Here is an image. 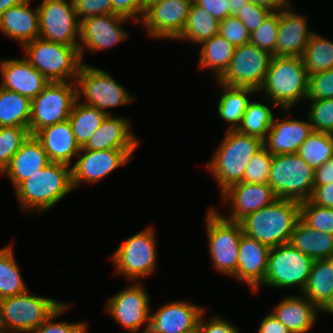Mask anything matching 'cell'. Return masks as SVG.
<instances>
[{
  "instance_id": "7",
  "label": "cell",
  "mask_w": 333,
  "mask_h": 333,
  "mask_svg": "<svg viewBox=\"0 0 333 333\" xmlns=\"http://www.w3.org/2000/svg\"><path fill=\"white\" fill-rule=\"evenodd\" d=\"M268 184L279 199L309 200L314 191V169L297 153L273 155Z\"/></svg>"
},
{
  "instance_id": "51",
  "label": "cell",
  "mask_w": 333,
  "mask_h": 333,
  "mask_svg": "<svg viewBox=\"0 0 333 333\" xmlns=\"http://www.w3.org/2000/svg\"><path fill=\"white\" fill-rule=\"evenodd\" d=\"M112 8L116 14L132 18L138 22L143 18L147 9V0H111ZM139 16V17H138Z\"/></svg>"
},
{
  "instance_id": "10",
  "label": "cell",
  "mask_w": 333,
  "mask_h": 333,
  "mask_svg": "<svg viewBox=\"0 0 333 333\" xmlns=\"http://www.w3.org/2000/svg\"><path fill=\"white\" fill-rule=\"evenodd\" d=\"M76 100V82H50L31 100L30 134L68 120Z\"/></svg>"
},
{
  "instance_id": "55",
  "label": "cell",
  "mask_w": 333,
  "mask_h": 333,
  "mask_svg": "<svg viewBox=\"0 0 333 333\" xmlns=\"http://www.w3.org/2000/svg\"><path fill=\"white\" fill-rule=\"evenodd\" d=\"M258 329V333H291L272 313L263 318Z\"/></svg>"
},
{
  "instance_id": "41",
  "label": "cell",
  "mask_w": 333,
  "mask_h": 333,
  "mask_svg": "<svg viewBox=\"0 0 333 333\" xmlns=\"http://www.w3.org/2000/svg\"><path fill=\"white\" fill-rule=\"evenodd\" d=\"M30 135L29 128L0 127V174Z\"/></svg>"
},
{
  "instance_id": "22",
  "label": "cell",
  "mask_w": 333,
  "mask_h": 333,
  "mask_svg": "<svg viewBox=\"0 0 333 333\" xmlns=\"http://www.w3.org/2000/svg\"><path fill=\"white\" fill-rule=\"evenodd\" d=\"M270 249L244 233L240 238L235 278L245 282L252 291L264 283Z\"/></svg>"
},
{
  "instance_id": "37",
  "label": "cell",
  "mask_w": 333,
  "mask_h": 333,
  "mask_svg": "<svg viewBox=\"0 0 333 333\" xmlns=\"http://www.w3.org/2000/svg\"><path fill=\"white\" fill-rule=\"evenodd\" d=\"M12 245L0 249V300L28 291L15 260Z\"/></svg>"
},
{
  "instance_id": "50",
  "label": "cell",
  "mask_w": 333,
  "mask_h": 333,
  "mask_svg": "<svg viewBox=\"0 0 333 333\" xmlns=\"http://www.w3.org/2000/svg\"><path fill=\"white\" fill-rule=\"evenodd\" d=\"M271 12L272 11L269 9L249 1L235 16L246 26L247 30L252 33L263 23Z\"/></svg>"
},
{
  "instance_id": "52",
  "label": "cell",
  "mask_w": 333,
  "mask_h": 333,
  "mask_svg": "<svg viewBox=\"0 0 333 333\" xmlns=\"http://www.w3.org/2000/svg\"><path fill=\"white\" fill-rule=\"evenodd\" d=\"M203 312L198 322V333H241L231 322L214 316L208 321H203Z\"/></svg>"
},
{
  "instance_id": "20",
  "label": "cell",
  "mask_w": 333,
  "mask_h": 333,
  "mask_svg": "<svg viewBox=\"0 0 333 333\" xmlns=\"http://www.w3.org/2000/svg\"><path fill=\"white\" fill-rule=\"evenodd\" d=\"M205 309L186 301L165 303L150 313L148 333H180L198 331V322Z\"/></svg>"
},
{
  "instance_id": "29",
  "label": "cell",
  "mask_w": 333,
  "mask_h": 333,
  "mask_svg": "<svg viewBox=\"0 0 333 333\" xmlns=\"http://www.w3.org/2000/svg\"><path fill=\"white\" fill-rule=\"evenodd\" d=\"M51 161L41 143L30 135L18 152L12 157L9 166L3 171L9 177L14 189L25 179L31 177Z\"/></svg>"
},
{
  "instance_id": "31",
  "label": "cell",
  "mask_w": 333,
  "mask_h": 333,
  "mask_svg": "<svg viewBox=\"0 0 333 333\" xmlns=\"http://www.w3.org/2000/svg\"><path fill=\"white\" fill-rule=\"evenodd\" d=\"M302 294L320 310L328 303L333 295V258L314 260Z\"/></svg>"
},
{
  "instance_id": "46",
  "label": "cell",
  "mask_w": 333,
  "mask_h": 333,
  "mask_svg": "<svg viewBox=\"0 0 333 333\" xmlns=\"http://www.w3.org/2000/svg\"><path fill=\"white\" fill-rule=\"evenodd\" d=\"M70 304L64 303L51 314L39 327L31 333H88L86 322L67 323L53 322V319L68 309Z\"/></svg>"
},
{
  "instance_id": "12",
  "label": "cell",
  "mask_w": 333,
  "mask_h": 333,
  "mask_svg": "<svg viewBox=\"0 0 333 333\" xmlns=\"http://www.w3.org/2000/svg\"><path fill=\"white\" fill-rule=\"evenodd\" d=\"M314 260L289 243L270 249L267 274L262 285L275 288L296 286L303 291Z\"/></svg>"
},
{
  "instance_id": "4",
  "label": "cell",
  "mask_w": 333,
  "mask_h": 333,
  "mask_svg": "<svg viewBox=\"0 0 333 333\" xmlns=\"http://www.w3.org/2000/svg\"><path fill=\"white\" fill-rule=\"evenodd\" d=\"M308 73L300 56L272 57L263 85L267 99L286 112L300 99H306Z\"/></svg>"
},
{
  "instance_id": "40",
  "label": "cell",
  "mask_w": 333,
  "mask_h": 333,
  "mask_svg": "<svg viewBox=\"0 0 333 333\" xmlns=\"http://www.w3.org/2000/svg\"><path fill=\"white\" fill-rule=\"evenodd\" d=\"M274 114L268 105L250 101L244 112L237 131L245 135H253L264 140L270 130Z\"/></svg>"
},
{
  "instance_id": "35",
  "label": "cell",
  "mask_w": 333,
  "mask_h": 333,
  "mask_svg": "<svg viewBox=\"0 0 333 333\" xmlns=\"http://www.w3.org/2000/svg\"><path fill=\"white\" fill-rule=\"evenodd\" d=\"M220 21L204 8L192 3L182 33L175 40L187 39L196 44H202L219 32Z\"/></svg>"
},
{
  "instance_id": "15",
  "label": "cell",
  "mask_w": 333,
  "mask_h": 333,
  "mask_svg": "<svg viewBox=\"0 0 333 333\" xmlns=\"http://www.w3.org/2000/svg\"><path fill=\"white\" fill-rule=\"evenodd\" d=\"M144 286L133 283L130 287L121 290L106 303L107 313L114 321L129 332H138L140 327L146 323L141 333H148L150 325V302Z\"/></svg>"
},
{
  "instance_id": "3",
  "label": "cell",
  "mask_w": 333,
  "mask_h": 333,
  "mask_svg": "<svg viewBox=\"0 0 333 333\" xmlns=\"http://www.w3.org/2000/svg\"><path fill=\"white\" fill-rule=\"evenodd\" d=\"M73 191L71 166L51 162L15 188L22 210L43 212L53 207L67 193Z\"/></svg>"
},
{
  "instance_id": "44",
  "label": "cell",
  "mask_w": 333,
  "mask_h": 333,
  "mask_svg": "<svg viewBox=\"0 0 333 333\" xmlns=\"http://www.w3.org/2000/svg\"><path fill=\"white\" fill-rule=\"evenodd\" d=\"M309 101L307 119L313 131L333 134V98Z\"/></svg>"
},
{
  "instance_id": "23",
  "label": "cell",
  "mask_w": 333,
  "mask_h": 333,
  "mask_svg": "<svg viewBox=\"0 0 333 333\" xmlns=\"http://www.w3.org/2000/svg\"><path fill=\"white\" fill-rule=\"evenodd\" d=\"M291 4L280 10L275 52L272 57L302 56L314 31L308 30L307 19L296 14Z\"/></svg>"
},
{
  "instance_id": "1",
  "label": "cell",
  "mask_w": 333,
  "mask_h": 333,
  "mask_svg": "<svg viewBox=\"0 0 333 333\" xmlns=\"http://www.w3.org/2000/svg\"><path fill=\"white\" fill-rule=\"evenodd\" d=\"M300 218V202L277 199L270 205L243 218V233L273 248L289 243L296 222Z\"/></svg>"
},
{
  "instance_id": "17",
  "label": "cell",
  "mask_w": 333,
  "mask_h": 333,
  "mask_svg": "<svg viewBox=\"0 0 333 333\" xmlns=\"http://www.w3.org/2000/svg\"><path fill=\"white\" fill-rule=\"evenodd\" d=\"M134 150H84L79 151L77 162L71 167L73 188L81 183H98L116 168L128 164ZM80 184V185H79Z\"/></svg>"
},
{
  "instance_id": "56",
  "label": "cell",
  "mask_w": 333,
  "mask_h": 333,
  "mask_svg": "<svg viewBox=\"0 0 333 333\" xmlns=\"http://www.w3.org/2000/svg\"><path fill=\"white\" fill-rule=\"evenodd\" d=\"M333 182V162L326 163L314 169V186L326 185Z\"/></svg>"
},
{
  "instance_id": "60",
  "label": "cell",
  "mask_w": 333,
  "mask_h": 333,
  "mask_svg": "<svg viewBox=\"0 0 333 333\" xmlns=\"http://www.w3.org/2000/svg\"><path fill=\"white\" fill-rule=\"evenodd\" d=\"M322 312L333 314V295L328 303L321 309Z\"/></svg>"
},
{
  "instance_id": "61",
  "label": "cell",
  "mask_w": 333,
  "mask_h": 333,
  "mask_svg": "<svg viewBox=\"0 0 333 333\" xmlns=\"http://www.w3.org/2000/svg\"><path fill=\"white\" fill-rule=\"evenodd\" d=\"M156 1H159V0H147V6H148L150 3H153V2H156Z\"/></svg>"
},
{
  "instance_id": "36",
  "label": "cell",
  "mask_w": 333,
  "mask_h": 333,
  "mask_svg": "<svg viewBox=\"0 0 333 333\" xmlns=\"http://www.w3.org/2000/svg\"><path fill=\"white\" fill-rule=\"evenodd\" d=\"M107 114L96 107L85 105L77 99L72 107L69 121L77 143L82 148L100 127Z\"/></svg>"
},
{
  "instance_id": "8",
  "label": "cell",
  "mask_w": 333,
  "mask_h": 333,
  "mask_svg": "<svg viewBox=\"0 0 333 333\" xmlns=\"http://www.w3.org/2000/svg\"><path fill=\"white\" fill-rule=\"evenodd\" d=\"M77 99L81 96L85 105L96 107L107 115H111L107 108H113L131 103L134 98L128 90L118 83L103 69L91 67L83 63L76 79Z\"/></svg>"
},
{
  "instance_id": "5",
  "label": "cell",
  "mask_w": 333,
  "mask_h": 333,
  "mask_svg": "<svg viewBox=\"0 0 333 333\" xmlns=\"http://www.w3.org/2000/svg\"><path fill=\"white\" fill-rule=\"evenodd\" d=\"M22 47L25 59L49 82H76L83 64L79 46H67L36 38Z\"/></svg>"
},
{
  "instance_id": "24",
  "label": "cell",
  "mask_w": 333,
  "mask_h": 333,
  "mask_svg": "<svg viewBox=\"0 0 333 333\" xmlns=\"http://www.w3.org/2000/svg\"><path fill=\"white\" fill-rule=\"evenodd\" d=\"M312 132L309 120L286 118L279 121L274 116L263 145L272 155L297 153Z\"/></svg>"
},
{
  "instance_id": "39",
  "label": "cell",
  "mask_w": 333,
  "mask_h": 333,
  "mask_svg": "<svg viewBox=\"0 0 333 333\" xmlns=\"http://www.w3.org/2000/svg\"><path fill=\"white\" fill-rule=\"evenodd\" d=\"M298 156L313 169L331 159L333 154V134L313 131L299 147Z\"/></svg>"
},
{
  "instance_id": "25",
  "label": "cell",
  "mask_w": 333,
  "mask_h": 333,
  "mask_svg": "<svg viewBox=\"0 0 333 333\" xmlns=\"http://www.w3.org/2000/svg\"><path fill=\"white\" fill-rule=\"evenodd\" d=\"M31 1L23 0L0 15L1 33L20 42L21 46L40 35L38 8L32 9Z\"/></svg>"
},
{
  "instance_id": "48",
  "label": "cell",
  "mask_w": 333,
  "mask_h": 333,
  "mask_svg": "<svg viewBox=\"0 0 333 333\" xmlns=\"http://www.w3.org/2000/svg\"><path fill=\"white\" fill-rule=\"evenodd\" d=\"M218 34L237 47L249 43L251 33L236 16H228L220 21Z\"/></svg>"
},
{
  "instance_id": "9",
  "label": "cell",
  "mask_w": 333,
  "mask_h": 333,
  "mask_svg": "<svg viewBox=\"0 0 333 333\" xmlns=\"http://www.w3.org/2000/svg\"><path fill=\"white\" fill-rule=\"evenodd\" d=\"M205 221L212 266L218 272L235 277L243 234L241 223L224 219L212 208L208 210Z\"/></svg>"
},
{
  "instance_id": "45",
  "label": "cell",
  "mask_w": 333,
  "mask_h": 333,
  "mask_svg": "<svg viewBox=\"0 0 333 333\" xmlns=\"http://www.w3.org/2000/svg\"><path fill=\"white\" fill-rule=\"evenodd\" d=\"M273 155L263 146L249 161L243 181L253 184L268 183Z\"/></svg>"
},
{
  "instance_id": "30",
  "label": "cell",
  "mask_w": 333,
  "mask_h": 333,
  "mask_svg": "<svg viewBox=\"0 0 333 333\" xmlns=\"http://www.w3.org/2000/svg\"><path fill=\"white\" fill-rule=\"evenodd\" d=\"M289 244L313 260L333 258V234L321 233L301 218L295 224Z\"/></svg>"
},
{
  "instance_id": "59",
  "label": "cell",
  "mask_w": 333,
  "mask_h": 333,
  "mask_svg": "<svg viewBox=\"0 0 333 333\" xmlns=\"http://www.w3.org/2000/svg\"><path fill=\"white\" fill-rule=\"evenodd\" d=\"M23 0H0V15L7 9L21 3Z\"/></svg>"
},
{
  "instance_id": "57",
  "label": "cell",
  "mask_w": 333,
  "mask_h": 333,
  "mask_svg": "<svg viewBox=\"0 0 333 333\" xmlns=\"http://www.w3.org/2000/svg\"><path fill=\"white\" fill-rule=\"evenodd\" d=\"M256 5L265 7L272 12L280 11L290 5L289 0H249Z\"/></svg>"
},
{
  "instance_id": "62",
  "label": "cell",
  "mask_w": 333,
  "mask_h": 333,
  "mask_svg": "<svg viewBox=\"0 0 333 333\" xmlns=\"http://www.w3.org/2000/svg\"><path fill=\"white\" fill-rule=\"evenodd\" d=\"M180 333H198V331H186V332H180Z\"/></svg>"
},
{
  "instance_id": "43",
  "label": "cell",
  "mask_w": 333,
  "mask_h": 333,
  "mask_svg": "<svg viewBox=\"0 0 333 333\" xmlns=\"http://www.w3.org/2000/svg\"><path fill=\"white\" fill-rule=\"evenodd\" d=\"M279 21L280 11L271 12L263 23L250 34V43L272 55L275 52Z\"/></svg>"
},
{
  "instance_id": "6",
  "label": "cell",
  "mask_w": 333,
  "mask_h": 333,
  "mask_svg": "<svg viewBox=\"0 0 333 333\" xmlns=\"http://www.w3.org/2000/svg\"><path fill=\"white\" fill-rule=\"evenodd\" d=\"M63 303L29 291L0 300V333L32 332Z\"/></svg>"
},
{
  "instance_id": "47",
  "label": "cell",
  "mask_w": 333,
  "mask_h": 333,
  "mask_svg": "<svg viewBox=\"0 0 333 333\" xmlns=\"http://www.w3.org/2000/svg\"><path fill=\"white\" fill-rule=\"evenodd\" d=\"M333 98V68L309 75L307 100Z\"/></svg>"
},
{
  "instance_id": "18",
  "label": "cell",
  "mask_w": 333,
  "mask_h": 333,
  "mask_svg": "<svg viewBox=\"0 0 333 333\" xmlns=\"http://www.w3.org/2000/svg\"><path fill=\"white\" fill-rule=\"evenodd\" d=\"M127 20L132 19L119 14H105L91 16L80 21L79 52L81 60L85 48L97 52L127 39L129 34L121 26Z\"/></svg>"
},
{
  "instance_id": "53",
  "label": "cell",
  "mask_w": 333,
  "mask_h": 333,
  "mask_svg": "<svg viewBox=\"0 0 333 333\" xmlns=\"http://www.w3.org/2000/svg\"><path fill=\"white\" fill-rule=\"evenodd\" d=\"M193 2L204 8L219 21L231 16L228 13V0H193Z\"/></svg>"
},
{
  "instance_id": "38",
  "label": "cell",
  "mask_w": 333,
  "mask_h": 333,
  "mask_svg": "<svg viewBox=\"0 0 333 333\" xmlns=\"http://www.w3.org/2000/svg\"><path fill=\"white\" fill-rule=\"evenodd\" d=\"M308 75L333 68V41L313 33L301 56Z\"/></svg>"
},
{
  "instance_id": "34",
  "label": "cell",
  "mask_w": 333,
  "mask_h": 333,
  "mask_svg": "<svg viewBox=\"0 0 333 333\" xmlns=\"http://www.w3.org/2000/svg\"><path fill=\"white\" fill-rule=\"evenodd\" d=\"M235 46L219 34L203 42L200 48L199 67L210 68L218 80L228 69Z\"/></svg>"
},
{
  "instance_id": "27",
  "label": "cell",
  "mask_w": 333,
  "mask_h": 333,
  "mask_svg": "<svg viewBox=\"0 0 333 333\" xmlns=\"http://www.w3.org/2000/svg\"><path fill=\"white\" fill-rule=\"evenodd\" d=\"M34 136L41 143L51 162L71 165L72 157L77 156L81 150L69 120L44 127Z\"/></svg>"
},
{
  "instance_id": "26",
  "label": "cell",
  "mask_w": 333,
  "mask_h": 333,
  "mask_svg": "<svg viewBox=\"0 0 333 333\" xmlns=\"http://www.w3.org/2000/svg\"><path fill=\"white\" fill-rule=\"evenodd\" d=\"M130 122L125 117L107 115L100 127L93 133L84 150H135L139 140L131 133Z\"/></svg>"
},
{
  "instance_id": "49",
  "label": "cell",
  "mask_w": 333,
  "mask_h": 333,
  "mask_svg": "<svg viewBox=\"0 0 333 333\" xmlns=\"http://www.w3.org/2000/svg\"><path fill=\"white\" fill-rule=\"evenodd\" d=\"M79 21L97 15L116 14L111 0H73Z\"/></svg>"
},
{
  "instance_id": "21",
  "label": "cell",
  "mask_w": 333,
  "mask_h": 333,
  "mask_svg": "<svg viewBox=\"0 0 333 333\" xmlns=\"http://www.w3.org/2000/svg\"><path fill=\"white\" fill-rule=\"evenodd\" d=\"M0 87L32 100L50 83L25 57L0 62Z\"/></svg>"
},
{
  "instance_id": "2",
  "label": "cell",
  "mask_w": 333,
  "mask_h": 333,
  "mask_svg": "<svg viewBox=\"0 0 333 333\" xmlns=\"http://www.w3.org/2000/svg\"><path fill=\"white\" fill-rule=\"evenodd\" d=\"M207 168L217 181L220 192L243 182L244 172L252 157L264 146L257 136L227 130Z\"/></svg>"
},
{
  "instance_id": "13",
  "label": "cell",
  "mask_w": 333,
  "mask_h": 333,
  "mask_svg": "<svg viewBox=\"0 0 333 333\" xmlns=\"http://www.w3.org/2000/svg\"><path fill=\"white\" fill-rule=\"evenodd\" d=\"M272 55L251 44L235 48L228 69L217 80L218 83L231 87H248L257 92L264 83Z\"/></svg>"
},
{
  "instance_id": "16",
  "label": "cell",
  "mask_w": 333,
  "mask_h": 333,
  "mask_svg": "<svg viewBox=\"0 0 333 333\" xmlns=\"http://www.w3.org/2000/svg\"><path fill=\"white\" fill-rule=\"evenodd\" d=\"M193 0H159L150 3L142 18L148 35L176 39L183 31Z\"/></svg>"
},
{
  "instance_id": "54",
  "label": "cell",
  "mask_w": 333,
  "mask_h": 333,
  "mask_svg": "<svg viewBox=\"0 0 333 333\" xmlns=\"http://www.w3.org/2000/svg\"><path fill=\"white\" fill-rule=\"evenodd\" d=\"M310 200L318 206L333 208V182L326 185L314 186Z\"/></svg>"
},
{
  "instance_id": "11",
  "label": "cell",
  "mask_w": 333,
  "mask_h": 333,
  "mask_svg": "<svg viewBox=\"0 0 333 333\" xmlns=\"http://www.w3.org/2000/svg\"><path fill=\"white\" fill-rule=\"evenodd\" d=\"M154 229L148 227L123 242L112 255L117 273L128 280L152 275L157 264V247Z\"/></svg>"
},
{
  "instance_id": "42",
  "label": "cell",
  "mask_w": 333,
  "mask_h": 333,
  "mask_svg": "<svg viewBox=\"0 0 333 333\" xmlns=\"http://www.w3.org/2000/svg\"><path fill=\"white\" fill-rule=\"evenodd\" d=\"M300 218L321 233L333 234V208L321 207L310 199L300 202Z\"/></svg>"
},
{
  "instance_id": "14",
  "label": "cell",
  "mask_w": 333,
  "mask_h": 333,
  "mask_svg": "<svg viewBox=\"0 0 333 333\" xmlns=\"http://www.w3.org/2000/svg\"><path fill=\"white\" fill-rule=\"evenodd\" d=\"M37 8L39 38L67 46H79L80 21L73 0L70 3L66 0H42Z\"/></svg>"
},
{
  "instance_id": "19",
  "label": "cell",
  "mask_w": 333,
  "mask_h": 333,
  "mask_svg": "<svg viewBox=\"0 0 333 333\" xmlns=\"http://www.w3.org/2000/svg\"><path fill=\"white\" fill-rule=\"evenodd\" d=\"M222 201L230 204V214L223 217L229 221L240 222L247 215L270 205L278 198L268 183H236L221 193Z\"/></svg>"
},
{
  "instance_id": "33",
  "label": "cell",
  "mask_w": 333,
  "mask_h": 333,
  "mask_svg": "<svg viewBox=\"0 0 333 333\" xmlns=\"http://www.w3.org/2000/svg\"><path fill=\"white\" fill-rule=\"evenodd\" d=\"M31 100L0 87V127L29 128Z\"/></svg>"
},
{
  "instance_id": "32",
  "label": "cell",
  "mask_w": 333,
  "mask_h": 333,
  "mask_svg": "<svg viewBox=\"0 0 333 333\" xmlns=\"http://www.w3.org/2000/svg\"><path fill=\"white\" fill-rule=\"evenodd\" d=\"M219 85L224 91L218 103V114L221 119L231 123L227 130H237L250 102L248 95L257 91L248 87H231L220 83Z\"/></svg>"
},
{
  "instance_id": "28",
  "label": "cell",
  "mask_w": 333,
  "mask_h": 333,
  "mask_svg": "<svg viewBox=\"0 0 333 333\" xmlns=\"http://www.w3.org/2000/svg\"><path fill=\"white\" fill-rule=\"evenodd\" d=\"M321 310L307 297L289 296L282 299L271 312L291 333H308L314 327Z\"/></svg>"
},
{
  "instance_id": "58",
  "label": "cell",
  "mask_w": 333,
  "mask_h": 333,
  "mask_svg": "<svg viewBox=\"0 0 333 333\" xmlns=\"http://www.w3.org/2000/svg\"><path fill=\"white\" fill-rule=\"evenodd\" d=\"M248 2L249 0H228V13L235 16Z\"/></svg>"
}]
</instances>
